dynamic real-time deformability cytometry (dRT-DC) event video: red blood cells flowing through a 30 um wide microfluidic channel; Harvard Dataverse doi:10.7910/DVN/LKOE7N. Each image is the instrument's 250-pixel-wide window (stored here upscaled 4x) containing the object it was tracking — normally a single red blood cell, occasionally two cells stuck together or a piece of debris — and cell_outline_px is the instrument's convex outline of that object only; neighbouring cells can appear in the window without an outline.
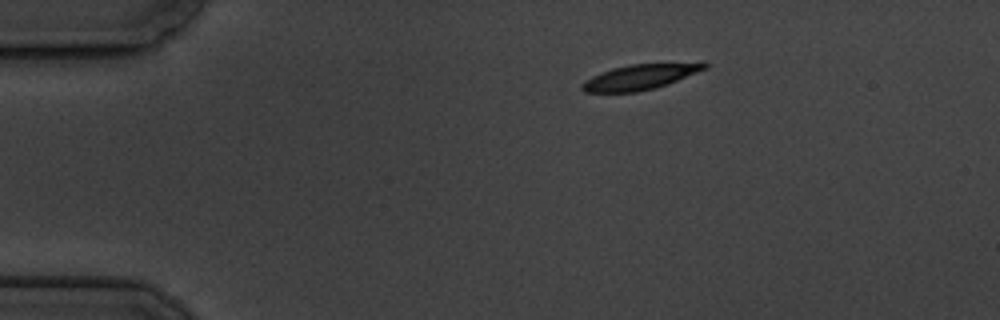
{"species": "common noctule bat (a hibernating species)", "species_latin": "Nyctalus noctula", "temperature_condition": "cold", "stored_images_in_passage": 3, "camera_frame_rate_fps": 3000, "um_per_image_px": 0.085, "animal": {"sex": "male", "body_mass_g": 19.5, "forearm_length_mm": 54.6}, "frame": {"image": 1, "passage_image": 1, "time_ms": 0.0, "image_size_px": [1000, 320], "cell_outline_px": [[708, 68], [668, 84], [656, 88], [636, 92], [584, 92], [580, 88], [580, 84], [584, 80], [600, 72], [612, 68], [632, 64], [704, 60], [708, 64]], "centroid_in_image_um": [54.5, 6.5], "position_along_channel_um": 30.5, "area_um2": 18.79}}